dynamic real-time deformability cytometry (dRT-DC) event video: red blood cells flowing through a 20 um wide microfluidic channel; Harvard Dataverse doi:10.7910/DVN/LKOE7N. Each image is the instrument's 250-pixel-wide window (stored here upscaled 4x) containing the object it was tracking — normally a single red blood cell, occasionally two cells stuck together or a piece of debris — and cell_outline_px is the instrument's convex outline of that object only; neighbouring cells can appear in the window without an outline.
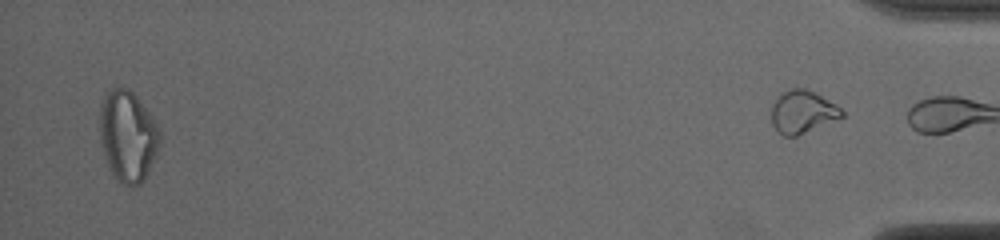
{"species": "common noctule bat (a hibernating species)", "species_latin": "Nyctalus noctula", "temperature_condition": "cold", "stored_images_in_passage": 50, "segment_of_instrument_passage": [2, 2], "camera_frame_rate_fps": 3000, "um_per_image_px": 0.085, "animal": {"sex": "male", "body_mass_g": 19.0, "forearm_length_mm": 50.8}, "frame": {"image": 1, "passage_image": 50, "time_ms": 16.333, "image_size_px": [1000, 240], "cell_outline_px": [[844, 116], [796, 136], [784, 136], [772, 124], [772, 104], [776, 96], [780, 92], [792, 88], [804, 88], [820, 96], [840, 108], [844, 112]], "centroid_in_image_um": [68.17, 9.49], "position_along_channel_um": 367.0, "area_um2": 17.17}}